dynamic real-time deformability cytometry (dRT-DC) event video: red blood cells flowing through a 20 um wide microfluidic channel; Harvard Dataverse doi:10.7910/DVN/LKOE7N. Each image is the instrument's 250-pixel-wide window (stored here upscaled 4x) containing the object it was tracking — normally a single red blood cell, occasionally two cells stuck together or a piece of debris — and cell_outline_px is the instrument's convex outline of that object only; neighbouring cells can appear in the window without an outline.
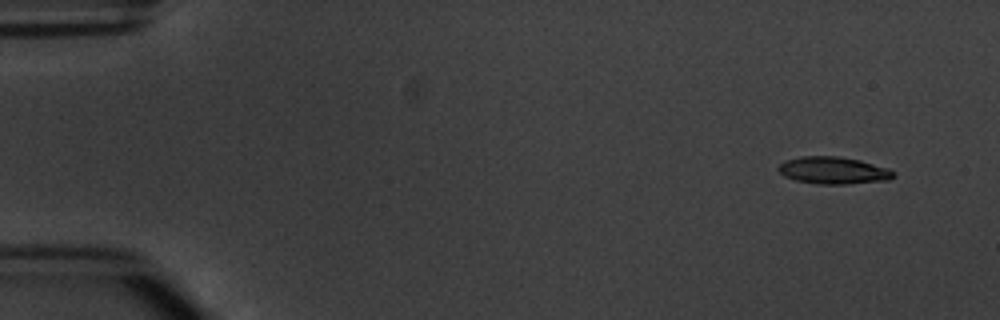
{"species": "common noctule bat (a hibernating species)", "species_latin": "Nyctalus noctula", "temperature_condition": "warm", "stored_images_in_passage": 5, "camera_frame_rate_fps": 3000, "um_per_image_px": 0.085, "animal": {"sex": "male", "body_mass_g": 20.1, "forearm_length_mm": 53.5}, "frame": {"image": 1, "passage_image": 1, "time_ms": 0.0, "image_size_px": [1000, 320], "cell_outline_px": [[896, 172], [888, 180], [848, 184], [816, 184], [796, 180], [784, 176], [776, 168], [784, 160], [800, 156], [840, 156], [860, 160], [888, 168]], "centroid_in_image_um": [70.81, 14.48], "position_along_channel_um": 14.2, "area_um2": 18.32}}
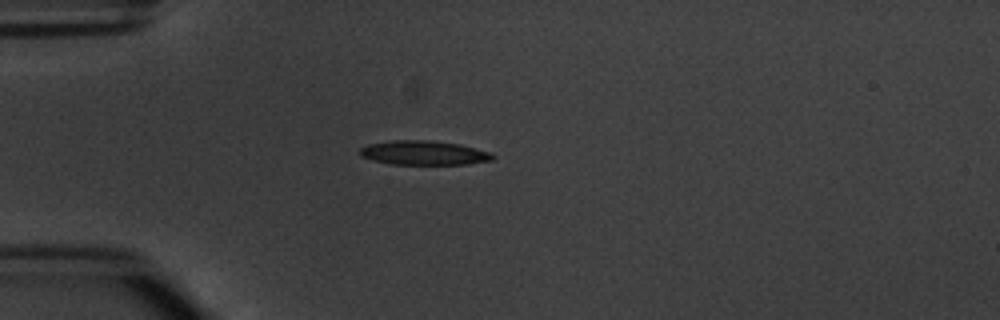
{"frame": {"image": 2, "passage_image": 4, "time_ms": 3.667, "image_size_px": [1000, 320], "cell_outline_px": [[496, 156], [492, 160], [468, 164], [388, 164], [372, 160], [360, 156], [360, 148], [368, 144], [392, 140], [428, 140], [460, 144], [492, 152]], "centroid_in_image_um": [36.04, 12.99], "position_along_channel_um": 49.0, "area_um2": 18.9}}